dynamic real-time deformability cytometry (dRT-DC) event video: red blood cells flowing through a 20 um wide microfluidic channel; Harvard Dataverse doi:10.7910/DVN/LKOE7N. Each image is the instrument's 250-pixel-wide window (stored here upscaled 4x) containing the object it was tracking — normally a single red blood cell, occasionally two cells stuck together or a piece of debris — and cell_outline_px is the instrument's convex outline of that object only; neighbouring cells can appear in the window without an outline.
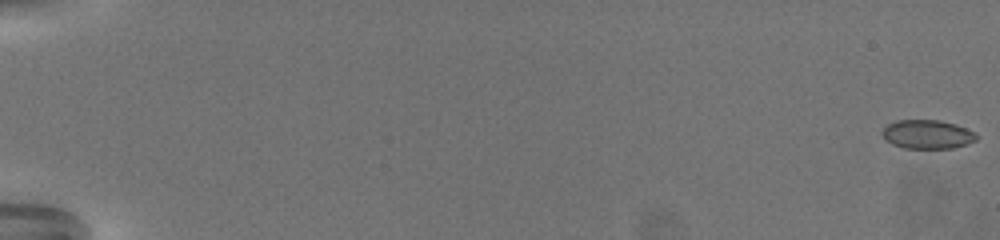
{"species": "common noctule bat (a hibernating species)", "species_latin": "Nyctalus noctula", "temperature_condition": "warm", "stored_images_in_passage": 68, "camera_frame_rate_fps": 3000, "um_per_image_px": 0.085, "animal": {"sex": "female", "body_mass_g": 19.5, "forearm_length_mm": 54.1}, "frame": {"image": 1, "passage_image": 1, "time_ms": 0.0, "image_size_px": [1000, 240], "cell_outline_px": [[976, 140], [968, 144], [952, 148], [904, 148], [892, 144], [884, 140], [880, 132], [888, 124], [896, 120], [940, 120], [956, 124], [976, 132]], "centroid_in_image_um": [78.81, 11.41], "position_along_channel_um": 6.2, "area_um2": 16.01}}
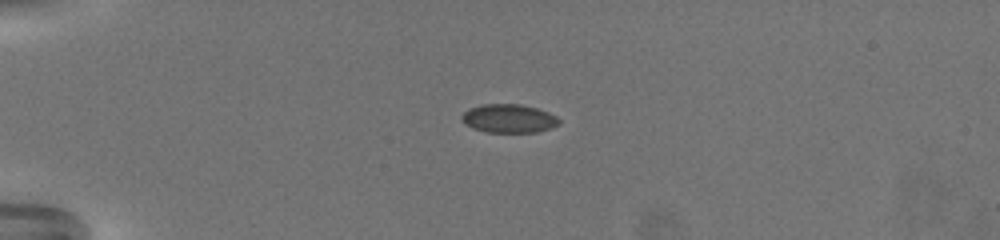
{"frame": {"image": 2, "passage_image": 20, "time_ms": 6.333, "image_size_px": [1000, 240], "cell_outline_px": [[560, 124], [552, 128], [536, 132], [488, 132], [472, 128], [464, 124], [460, 120], [460, 116], [468, 108], [480, 104], [520, 104], [536, 108], [548, 112], [556, 116], [560, 120]], "centroid_in_image_um": [43.22, 10.07], "position_along_channel_um": 41.8, "area_um2": 16.42}}
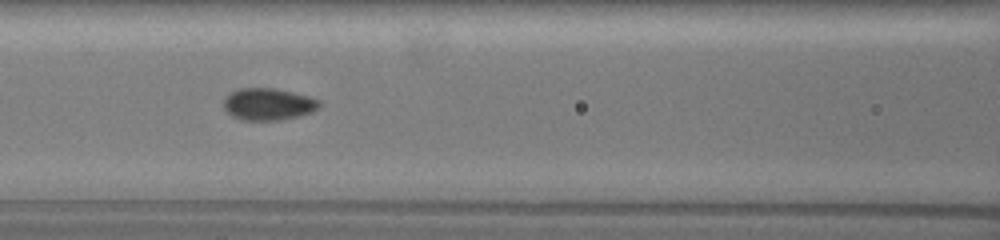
{"frame": {"image": 3, "passage_image": 34, "time_ms": 11.0, "image_size_px": [1000, 240], "cell_outline_px": [[320, 108], [312, 112], [300, 116], [284, 120], [240, 120], [232, 116], [224, 108], [224, 96], [240, 88], [276, 88], [308, 96], [320, 100]], "centroid_in_image_um": [22.82, 8.86], "position_along_channel_um": 143.8, "area_um2": 18.03}, "authors_computed_cell_mechanics": {"area_um2": 16.6175, "velocity_mm_per_s": 3.2665, "shape_relaxation_time_tau1_ms": 5.482, "shape_relaxation_time_tau2_ms": null, "deformation_change_tau1": 0.1222, "deformation_change_tau2": null}}